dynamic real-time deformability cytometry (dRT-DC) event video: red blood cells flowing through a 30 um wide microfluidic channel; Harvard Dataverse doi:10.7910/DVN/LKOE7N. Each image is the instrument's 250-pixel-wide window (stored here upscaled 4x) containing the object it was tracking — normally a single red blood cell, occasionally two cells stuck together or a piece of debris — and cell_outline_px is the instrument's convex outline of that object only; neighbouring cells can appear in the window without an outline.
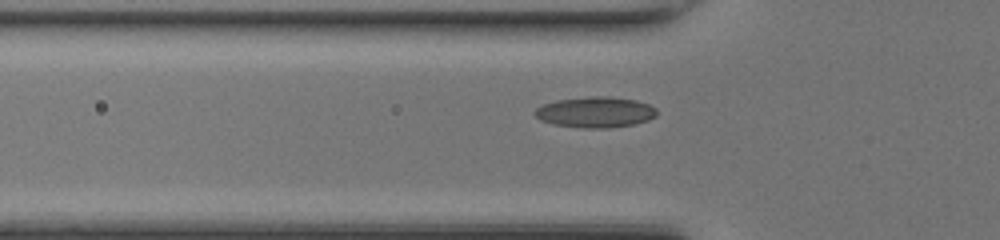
{"species": "common noctule bat (a hibernating species)", "species_latin": "Nyctalus noctula", "temperature_condition": "room temperature", "stored_images_in_passage": 43, "camera_frame_rate_fps": 3000, "um_per_image_px": 0.085, "animal": {"sex": "female", "body_mass_g": 17.0, "forearm_length_mm": 48.0}, "frame": {"image": 1, "passage_image": 11, "time_ms": 3.333, "image_size_px": [1000, 240], "cell_outline_px": [[656, 116], [648, 120], [632, 124], [608, 128], [584, 128], [552, 124], [540, 120], [532, 112], [536, 108], [544, 104], [556, 100], [592, 96], [608, 96], [636, 100], [648, 104], [656, 108]], "centroid_in_image_um": [50.58, 9.53], "position_along_channel_um": 75.2, "area_um2": 21.85}}
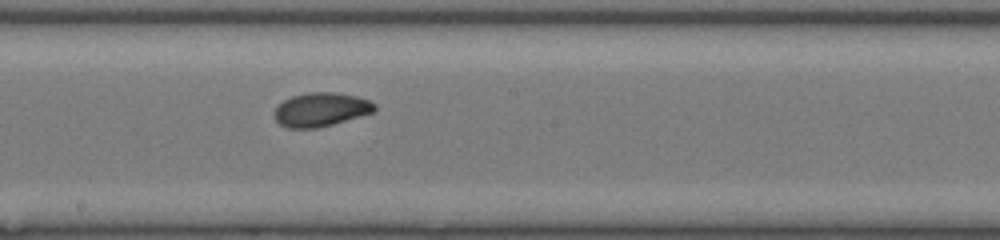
{"frame": {"image": 2, "passage_image": 21, "time_ms": 6.667, "image_size_px": [1000, 240], "cell_outline_px": [[376, 108], [372, 112], [360, 116], [320, 128], [288, 128], [280, 124], [272, 116], [272, 112], [284, 100], [292, 96], [308, 92], [336, 92], [356, 96], [368, 100], [376, 104]], "centroid_in_image_um": [27.24, 9.31], "position_along_channel_um": 221.0, "area_um2": 19.83}}
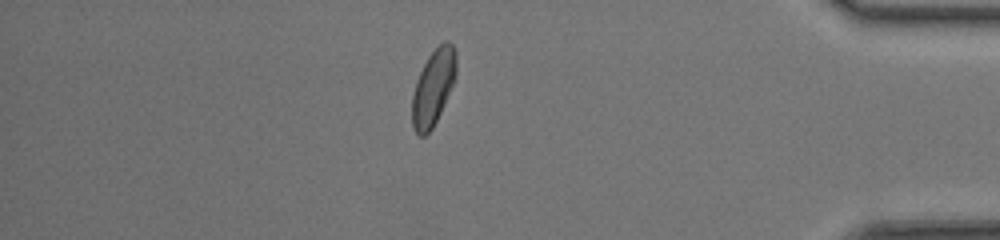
{"frame": {"image": 3, "passage_image": 36, "time_ms": 11.667, "image_size_px": [1000, 240], "cell_outline_px": [[456, 76], [440, 112], [432, 128], [424, 136], [420, 136], [416, 132], [412, 124], [412, 96], [416, 80], [428, 56], [444, 40], [448, 40], [452, 44], [456, 52]], "centroid_in_image_um": [36.82, 7.4], "position_along_channel_um": 398.4, "area_um2": 19.19}}